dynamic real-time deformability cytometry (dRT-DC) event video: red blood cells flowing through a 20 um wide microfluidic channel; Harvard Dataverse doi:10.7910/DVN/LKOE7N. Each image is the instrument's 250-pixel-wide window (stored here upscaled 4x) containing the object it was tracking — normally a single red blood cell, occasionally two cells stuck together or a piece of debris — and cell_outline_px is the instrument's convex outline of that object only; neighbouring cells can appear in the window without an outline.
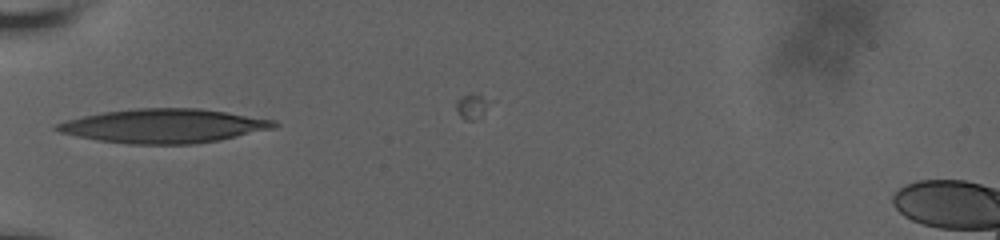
{"species": "human", "species_latin": "Homo sapiens", "temperature_condition": "room temperature", "stored_images_in_passage": 6, "camera_frame_rate_fps": 3000, "um_per_image_px": 0.085, "donor": {"sex": "male"}, "frame": {"image": 1, "passage_image": 1, "time_ms": 0.0, "image_size_px": [1000, 240], "cell_outline_px": [[280, 124], [276, 128], [220, 140], [192, 144], [128, 144], [100, 140], [60, 132], [52, 128], [56, 124], [64, 120], [104, 112], [136, 108], [200, 108], [276, 120]], "centroid_in_image_um": [13.97, 10.7], "position_along_channel_um": 71.0, "area_um2": 43.0}}
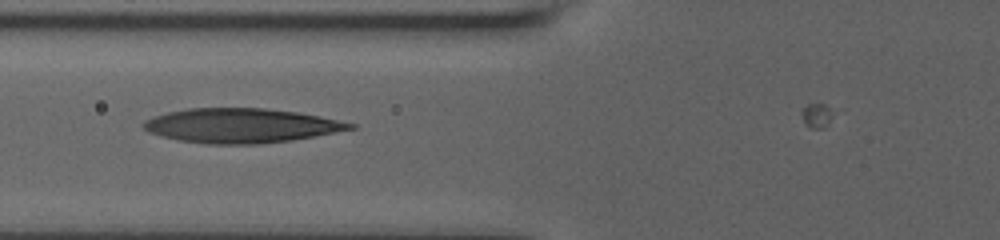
{"frame": {"image": 2, "passage_image": 4, "time_ms": 1.0, "image_size_px": [1000, 240], "cell_outline_px": [[356, 128], [292, 140], [256, 144], [208, 144], [180, 140], [160, 136], [148, 132], [144, 128], [144, 120], [168, 112], [188, 108], [264, 108], [300, 112], [320, 116], [356, 124]], "centroid_in_image_um": [20.5, 10.67], "position_along_channel_um": 105.3, "area_um2": 41.27}}